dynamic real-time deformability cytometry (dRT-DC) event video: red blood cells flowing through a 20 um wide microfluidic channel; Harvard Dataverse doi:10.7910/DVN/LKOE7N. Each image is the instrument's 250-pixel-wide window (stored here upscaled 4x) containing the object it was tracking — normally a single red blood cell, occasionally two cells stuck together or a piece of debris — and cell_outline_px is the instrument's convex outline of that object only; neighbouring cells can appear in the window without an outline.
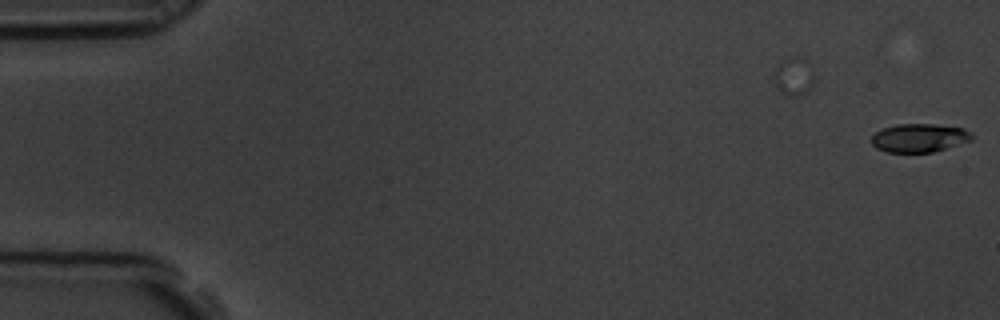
{"species": "common noctule bat (a hibernating species)", "species_latin": "Nyctalus noctula", "temperature_condition": "room temperature", "stored_images_in_passage": 6, "camera_frame_rate_fps": 3000, "um_per_image_px": 0.085, "animal": {"sex": "male", "body_mass_g": 19.5, "forearm_length_mm": 54.6}, "frame": {"image": 1, "passage_image": 1, "time_ms": 0.0, "image_size_px": [1000, 320], "cell_outline_px": [[972, 140], [932, 152], [888, 152], [876, 148], [872, 144], [872, 136], [880, 128], [896, 124], [932, 124], [964, 128], [972, 132]], "centroid_in_image_um": [78.12, 11.71], "position_along_channel_um": 6.9, "area_um2": 16.65}}
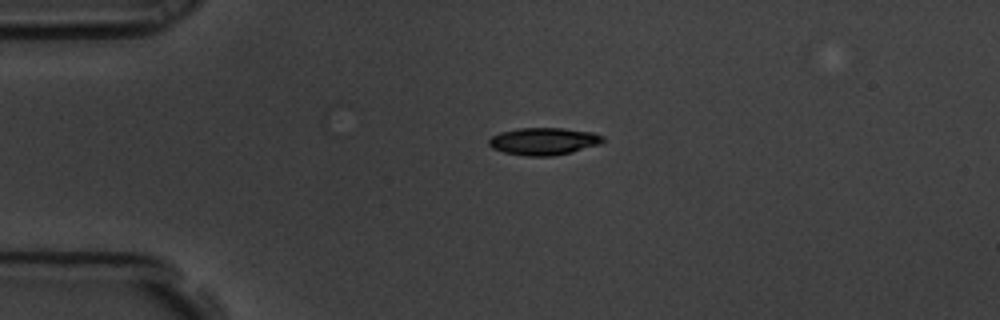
{"frame": {"image": 2, "passage_image": 5, "time_ms": 1.333, "image_size_px": [1000, 320], "cell_outline_px": [[604, 140], [600, 144], [572, 152], [552, 156], [528, 156], [504, 152], [492, 148], [488, 144], [488, 140], [492, 136], [500, 132], [516, 128], [564, 128], [592, 132], [604, 136]], "centroid_in_image_um": [46.21, 12.0], "position_along_channel_um": 38.8, "area_um2": 18.21}}